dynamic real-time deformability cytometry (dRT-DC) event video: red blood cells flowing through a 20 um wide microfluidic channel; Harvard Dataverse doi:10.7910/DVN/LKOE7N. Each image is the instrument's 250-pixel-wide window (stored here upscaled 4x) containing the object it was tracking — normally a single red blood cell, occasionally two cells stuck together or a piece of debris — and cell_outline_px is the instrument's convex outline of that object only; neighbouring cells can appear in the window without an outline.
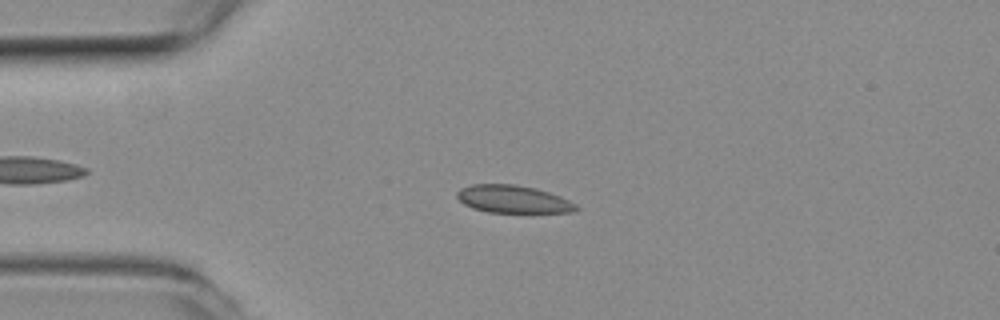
{"species": "common noctule bat (a hibernating species)", "species_latin": "Nyctalus noctula", "temperature_condition": "room temperature", "stored_images_in_passage": 52, "camera_frame_rate_fps": 3000, "um_per_image_px": 0.085, "animal": {"sex": "female", "body_mass_g": 19.3, "forearm_length_mm": 54.1}, "frame": {"image": 1, "passage_image": 12, "time_ms": 3.667, "image_size_px": [1000, 320], "cell_outline_px": [[580, 208], [572, 212], [488, 212], [472, 208], [464, 204], [456, 196], [456, 192], [460, 188], [472, 184], [512, 184], [536, 188], [560, 196], [576, 204]], "centroid_in_image_um": [43.59, 16.92], "position_along_channel_um": 41.4, "area_um2": 19.13}}
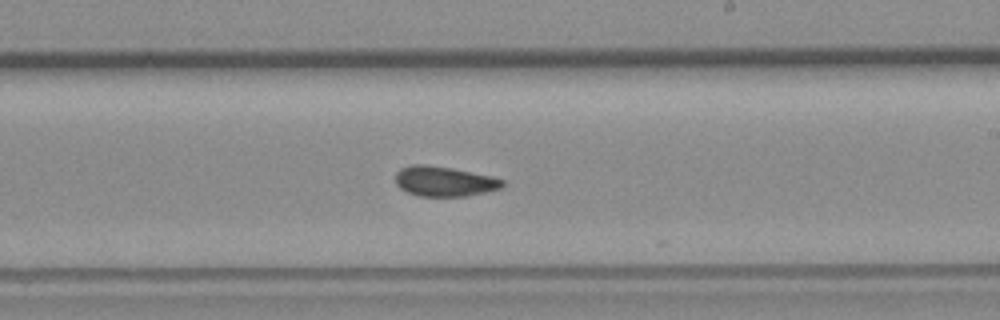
{"frame": {"image": 2, "passage_image": 30, "time_ms": 9.667, "image_size_px": [1000, 320], "cell_outline_px": [[504, 184], [500, 188], [468, 196], [420, 196], [408, 192], [400, 188], [396, 184], [396, 172], [400, 168], [412, 164], [424, 164], [452, 168], [492, 176], [504, 180]], "centroid_in_image_um": [37.75, 15.4], "position_along_channel_um": 251.3, "area_um2": 18.67}}
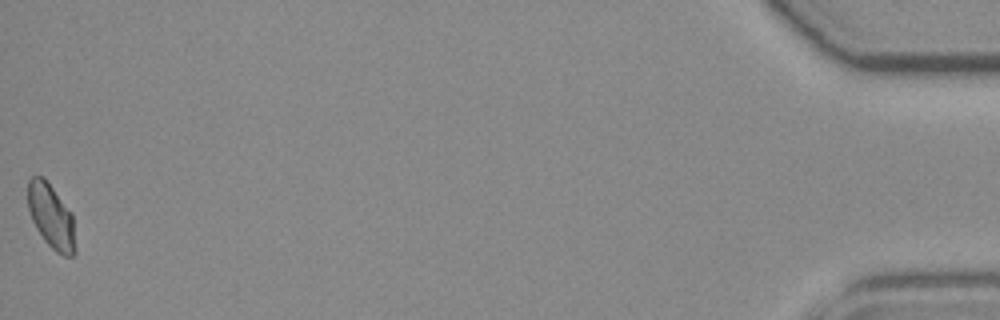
{"frame": {"image": 3, "passage_image": 52, "time_ms": 17.0, "image_size_px": [1000, 320], "cell_outline_px": [[76, 252], [72, 256], [64, 256], [56, 252], [44, 240], [36, 228], [32, 220], [28, 208], [28, 180], [32, 176], [44, 176], [72, 212], [76, 248]], "centroid_in_image_um": [4.36, 18.38], "position_along_channel_um": 430.8, "area_um2": 18.03}, "authors_computed_cell_mechanics": {"area_um2": 18.8717, "velocity_mm_per_s": 3.8878, "shape_relaxation_time_tau1_ms": null, "shape_relaxation_time_tau2_ms": 5.8705, "deformation_change_tau1": null, "deformation_change_tau2": 0.0571}}